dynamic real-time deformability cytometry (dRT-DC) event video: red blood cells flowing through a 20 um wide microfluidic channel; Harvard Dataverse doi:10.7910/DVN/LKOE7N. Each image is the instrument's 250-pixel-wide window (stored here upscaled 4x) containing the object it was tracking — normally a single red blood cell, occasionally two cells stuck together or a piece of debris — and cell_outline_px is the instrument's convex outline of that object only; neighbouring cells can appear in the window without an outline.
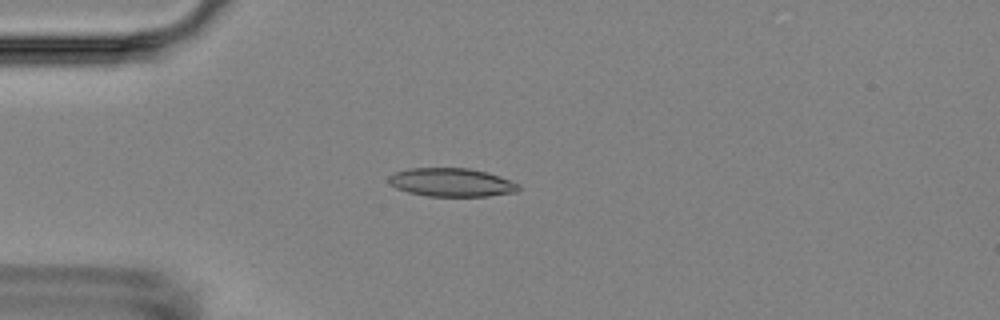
{"species": "Egyptian fruit bat (a non-hibernating species)", "species_latin": "Rousettus aegyptiacus", "temperature_condition": "room temperature", "stored_images_in_passage": 9, "camera_frame_rate_fps": 3000, "um_per_image_px": 0.085, "animal": {"sex": "female"}, "frame": {"image": 1, "passage_image": 3, "time_ms": 3.333, "image_size_px": [1000, 320], "cell_outline_px": [[520, 188], [516, 192], [488, 196], [428, 196], [408, 192], [396, 188], [388, 180], [388, 176], [396, 172], [408, 168], [468, 168], [500, 176], [520, 184]], "centroid_in_image_um": [38.39, 15.5], "position_along_channel_um": 46.6, "area_um2": 21.44}}
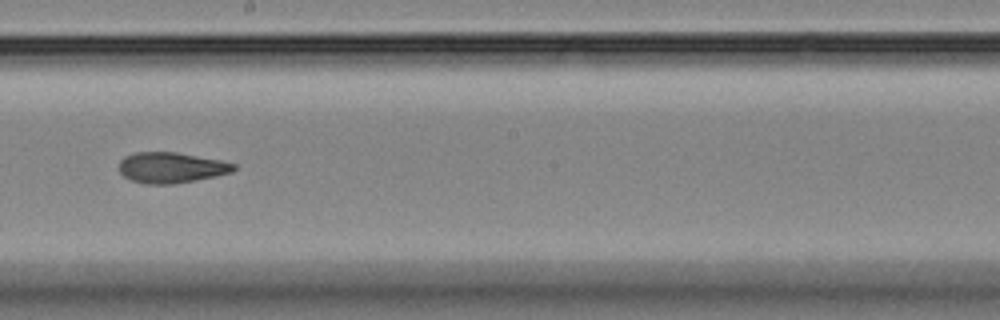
{"frame": {"image": 2, "passage_image": 8, "time_ms": 9.0, "image_size_px": [1000, 320], "cell_outline_px": [[236, 168], [232, 172], [216, 176], [176, 184], [144, 184], [132, 180], [124, 176], [120, 172], [120, 160], [124, 156], [136, 152], [176, 152], [220, 160], [236, 164]], "centroid_in_image_um": [14.56, 14.25], "position_along_channel_um": 233.6, "area_um2": 20.52}}
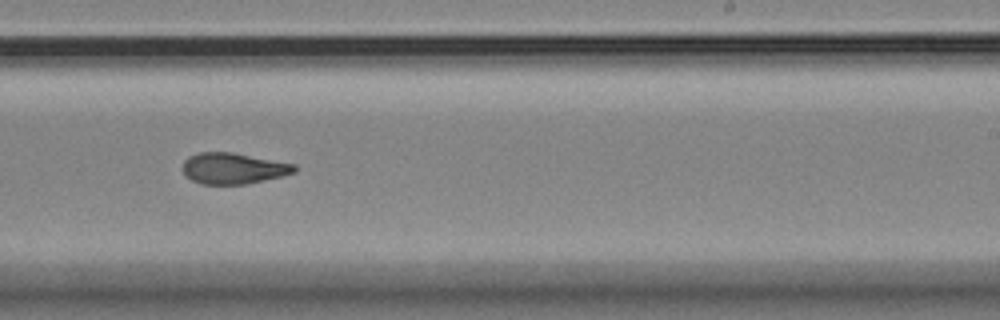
{"frame": {"image": 3, "passage_image": 9, "time_ms": 10.0, "image_size_px": [1000, 320], "cell_outline_px": [[296, 172], [248, 184], [200, 184], [192, 180], [180, 168], [184, 160], [188, 156], [196, 152], [232, 152], [296, 164]], "centroid_in_image_um": [19.8, 14.3], "position_along_channel_um": 269.2, "area_um2": 20.35}}